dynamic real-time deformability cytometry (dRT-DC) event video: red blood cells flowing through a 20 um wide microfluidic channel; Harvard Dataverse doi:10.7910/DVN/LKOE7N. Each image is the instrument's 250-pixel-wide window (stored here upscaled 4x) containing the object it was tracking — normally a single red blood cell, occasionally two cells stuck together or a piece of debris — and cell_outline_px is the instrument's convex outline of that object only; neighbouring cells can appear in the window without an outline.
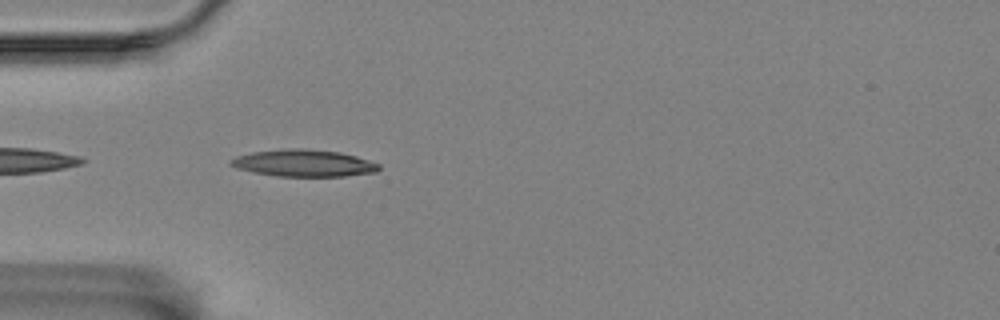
{"species": "Egyptian fruit bat (a non-hibernating species)", "species_latin": "Rousettus aegyptiacus", "temperature_condition": "room temperature", "stored_images_in_passage": 42, "camera_frame_rate_fps": 3000, "um_per_image_px": 0.085, "animal": {"sex": "female"}, "frame": {"image": 1, "passage_image": 2, "time_ms": 0.333, "image_size_px": [1000, 320], "cell_outline_px": [[380, 168], [376, 172], [344, 176], [276, 176], [252, 172], [236, 168], [228, 164], [228, 160], [236, 156], [252, 152], [292, 148], [304, 148], [340, 152], [356, 156], [380, 164]], "centroid_in_image_um": [25.78, 13.86], "position_along_channel_um": 59.2, "area_um2": 23.35}}
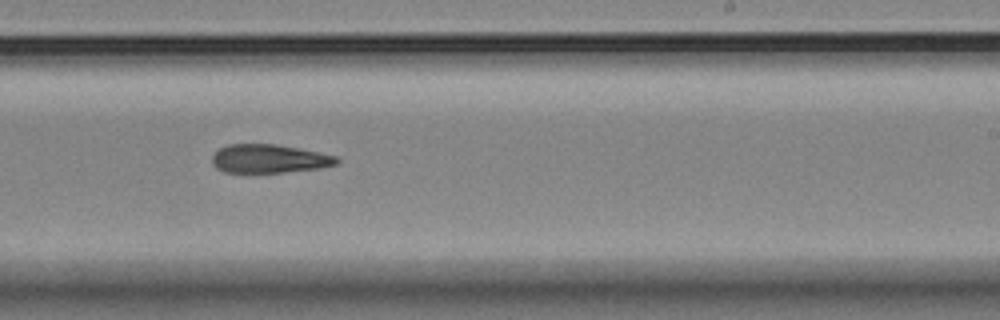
{"frame": {"image": 2, "passage_image": 20, "time_ms": 6.333, "image_size_px": [1000, 320], "cell_outline_px": [[340, 160], [336, 164], [320, 168], [284, 172], [224, 172], [216, 168], [212, 164], [212, 156], [220, 148], [228, 144], [276, 144], [336, 156]], "centroid_in_image_um": [22.84, 13.49], "position_along_channel_um": 266.2, "area_um2": 20.52}}
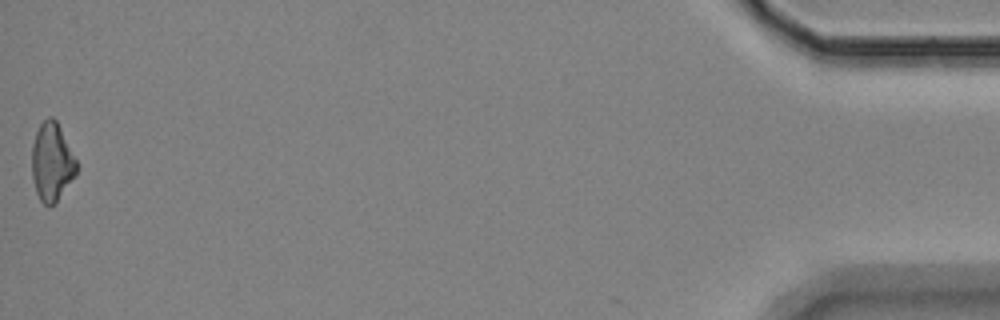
{"frame": {"image": 3, "passage_image": 42, "time_ms": 13.667, "image_size_px": [1000, 320], "cell_outline_px": [[76, 176], [56, 204], [48, 208], [40, 200], [36, 192], [32, 176], [32, 144], [36, 132], [40, 124], [48, 116], [52, 116], [56, 120], [76, 160]], "centroid_in_image_um": [4.4, 13.82], "position_along_channel_um": 430.8, "area_um2": 20.52}}